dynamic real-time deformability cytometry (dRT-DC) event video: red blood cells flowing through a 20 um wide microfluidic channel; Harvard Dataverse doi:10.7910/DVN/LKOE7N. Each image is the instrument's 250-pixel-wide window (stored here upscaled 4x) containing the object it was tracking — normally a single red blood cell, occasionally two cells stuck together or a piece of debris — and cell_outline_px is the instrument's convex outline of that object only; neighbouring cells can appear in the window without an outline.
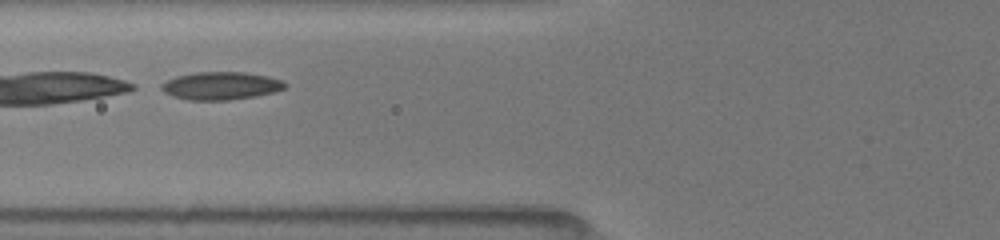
{"species": "common noctule bat (a hibernating species)", "species_latin": "Nyctalus noctula", "temperature_condition": "room temperature", "stored_images_in_passage": 32, "camera_frame_rate_fps": 3000, "um_per_image_px": 0.085, "animal": {"sex": "female", "body_mass_g": 19.5, "forearm_length_mm": 54.1}, "frame": {"image": 1, "passage_image": 11, "time_ms": 3.0, "image_size_px": [1000, 240], "cell_outline_px": [[288, 84], [284, 88], [272, 92], [256, 96], [228, 100], [188, 100], [172, 96], [164, 92], [160, 88], [160, 84], [176, 76], [196, 72], [244, 72], [268, 76], [284, 80]], "centroid_in_image_um": [18.77, 7.29], "position_along_channel_um": 107.0, "area_um2": 20.11}}
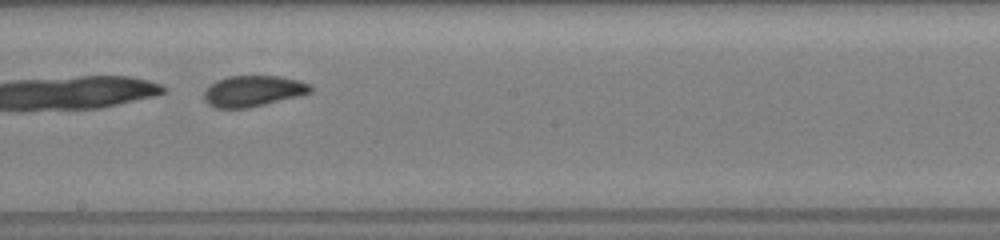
{"frame": {"image": 2, "passage_image": 23, "time_ms": 6.0, "image_size_px": [1000, 240], "cell_outline_px": [[312, 92], [300, 96], [248, 108], [216, 108], [208, 104], [204, 100], [204, 92], [216, 80], [228, 76], [276, 76], [296, 80], [312, 84]], "centroid_in_image_um": [21.52, 7.74], "position_along_channel_um": 226.7, "area_um2": 19.19}}
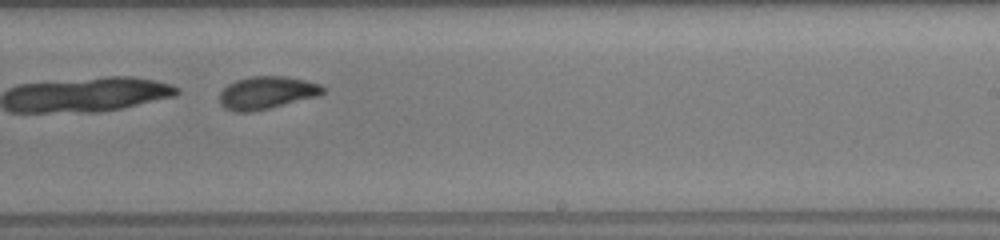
{"frame": {"image": 3, "passage_image": 28, "time_ms": 7.0, "image_size_px": [1000, 240], "cell_outline_px": [[324, 92], [320, 96], [252, 112], [232, 112], [224, 108], [220, 104], [220, 92], [228, 84], [236, 80], [252, 76], [284, 76], [304, 80], [320, 84], [324, 88]], "centroid_in_image_um": [22.66, 7.89], "position_along_channel_um": 266.3, "area_um2": 19.77}}